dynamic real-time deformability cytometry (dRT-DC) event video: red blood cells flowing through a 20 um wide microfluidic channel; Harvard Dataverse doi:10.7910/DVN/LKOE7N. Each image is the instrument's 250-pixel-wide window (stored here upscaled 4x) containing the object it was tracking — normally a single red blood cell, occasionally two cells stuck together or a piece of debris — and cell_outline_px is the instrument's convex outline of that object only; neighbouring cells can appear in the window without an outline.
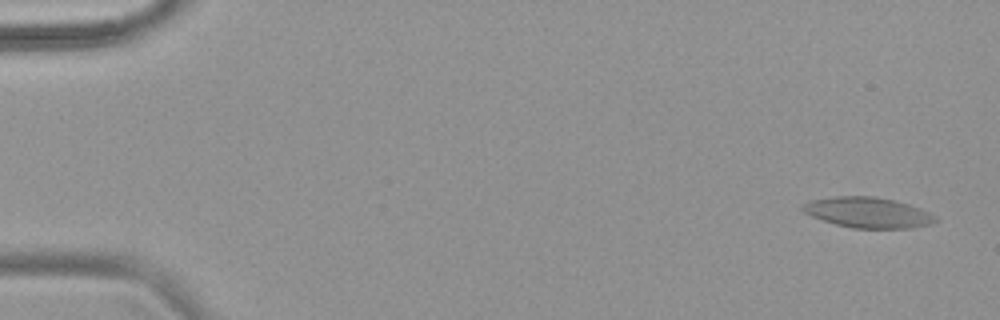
{"species": "common noctule bat (a hibernating species)", "species_latin": "Nyctalus noctula", "temperature_condition": "warm", "stored_images_in_passage": 56, "camera_frame_rate_fps": 3000, "um_per_image_px": 0.085, "animal": {"sex": "female", "body_mass_g": 18.4}, "frame": {"image": 1, "passage_image": 3, "time_ms": 0.667, "image_size_px": [1000, 320], "cell_outline_px": [[940, 220], [928, 224], [908, 228], [852, 228], [836, 224], [812, 216], [804, 212], [800, 208], [800, 204], [812, 200], [836, 196], [872, 196], [892, 200], [908, 204], [920, 208], [936, 216]], "centroid_in_image_um": [73.75, 18.06], "position_along_channel_um": 11.2, "area_um2": 23.41}}
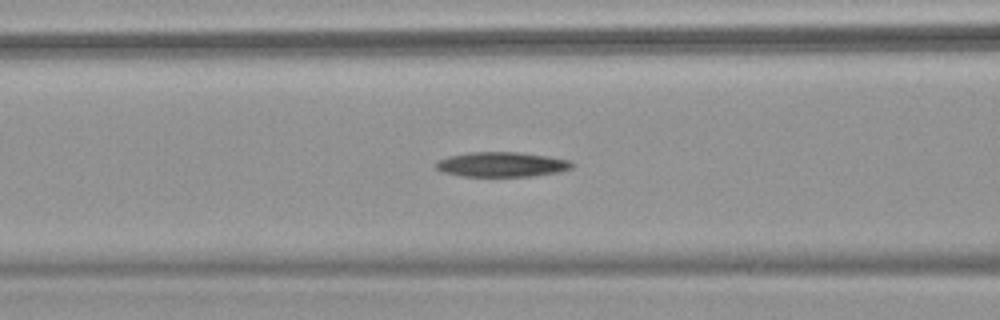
{"frame": {"image": 2, "passage_image": 24, "time_ms": 7.667, "image_size_px": [1000, 320], "cell_outline_px": [[572, 168], [560, 172], [532, 176], [460, 176], [440, 172], [432, 164], [436, 160], [448, 156], [468, 152], [520, 152], [548, 156], [572, 160]], "centroid_in_image_um": [42.59, 13.97], "position_along_channel_um": 124.0, "area_um2": 20.06}}
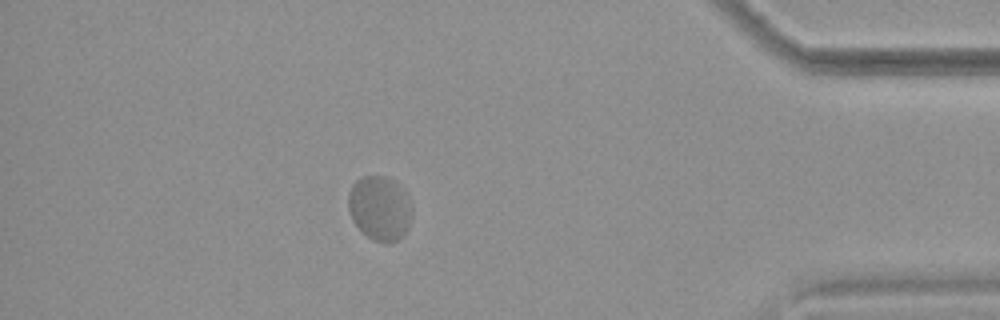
{"frame": {"image": 3, "passage_image": 50, "time_ms": 16.333, "image_size_px": [1000, 320], "cell_outline_px": [[412, 216], [408, 228], [404, 236], [388, 244], [384, 244], [372, 240], [352, 220], [348, 208], [348, 192], [352, 184], [360, 176], [380, 176], [396, 180], [400, 184], [408, 196], [412, 204]], "centroid_in_image_um": [32.3, 17.69], "position_along_channel_um": 402.9, "area_um2": 24.45}, "authors_computed_cell_mechanics": {"area_um2": 21.5594, "velocity_mm_per_s": 3.6506, "shape_relaxation_time_tau1_ms": null, "shape_relaxation_time_tau2_ms": 2.0345, "deformation_change_tau1": null, "deformation_change_tau2": 0.051}}